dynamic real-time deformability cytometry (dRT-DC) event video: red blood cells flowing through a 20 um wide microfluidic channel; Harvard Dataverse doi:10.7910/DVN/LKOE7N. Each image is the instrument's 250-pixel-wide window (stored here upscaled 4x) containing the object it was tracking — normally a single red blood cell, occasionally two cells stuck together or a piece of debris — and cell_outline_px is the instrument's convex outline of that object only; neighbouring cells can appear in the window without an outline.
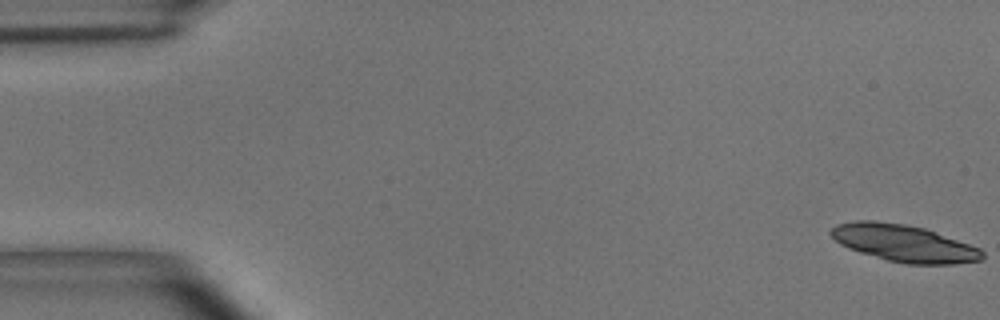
{"species": "common noctule bat (a hibernating species)", "species_latin": "Nyctalus noctula", "temperature_condition": "room temperature", "stored_images_in_passage": 5, "camera_frame_rate_fps": 3000, "um_per_image_px": 0.085, "animal": {"sex": "male", "body_mass_g": 15.6}, "frame": {"image": 1, "passage_image": 1, "time_ms": 0.0, "image_size_px": [1000, 320], "cell_outline_px": [[984, 256], [980, 260], [952, 264], [904, 264], [888, 260], [860, 252], [848, 248], [840, 244], [828, 232], [836, 224], [856, 220], [872, 220], [904, 224], [924, 228], [980, 248], [984, 252]], "centroid_in_image_um": [76.81, 20.67], "position_along_channel_um": 8.2, "area_um2": 32.43}}